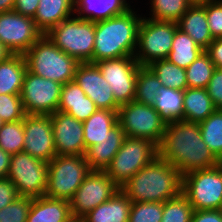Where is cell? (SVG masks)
Wrapping results in <instances>:
<instances>
[{
  "instance_id": "cell-5",
  "label": "cell",
  "mask_w": 222,
  "mask_h": 222,
  "mask_svg": "<svg viewBox=\"0 0 222 222\" xmlns=\"http://www.w3.org/2000/svg\"><path fill=\"white\" fill-rule=\"evenodd\" d=\"M48 38L79 63H92L95 22L73 15L52 28Z\"/></svg>"
},
{
  "instance_id": "cell-26",
  "label": "cell",
  "mask_w": 222,
  "mask_h": 222,
  "mask_svg": "<svg viewBox=\"0 0 222 222\" xmlns=\"http://www.w3.org/2000/svg\"><path fill=\"white\" fill-rule=\"evenodd\" d=\"M217 108L206 88H186L183 91V120L200 123Z\"/></svg>"
},
{
  "instance_id": "cell-44",
  "label": "cell",
  "mask_w": 222,
  "mask_h": 222,
  "mask_svg": "<svg viewBox=\"0 0 222 222\" xmlns=\"http://www.w3.org/2000/svg\"><path fill=\"white\" fill-rule=\"evenodd\" d=\"M40 0H15L13 10L23 16L34 18Z\"/></svg>"
},
{
  "instance_id": "cell-29",
  "label": "cell",
  "mask_w": 222,
  "mask_h": 222,
  "mask_svg": "<svg viewBox=\"0 0 222 222\" xmlns=\"http://www.w3.org/2000/svg\"><path fill=\"white\" fill-rule=\"evenodd\" d=\"M202 49L188 34L179 28L175 31L168 60L186 69L202 52Z\"/></svg>"
},
{
  "instance_id": "cell-4",
  "label": "cell",
  "mask_w": 222,
  "mask_h": 222,
  "mask_svg": "<svg viewBox=\"0 0 222 222\" xmlns=\"http://www.w3.org/2000/svg\"><path fill=\"white\" fill-rule=\"evenodd\" d=\"M24 58L29 72L62 85L74 80L80 64L59 49L47 35H42L24 54Z\"/></svg>"
},
{
  "instance_id": "cell-27",
  "label": "cell",
  "mask_w": 222,
  "mask_h": 222,
  "mask_svg": "<svg viewBox=\"0 0 222 222\" xmlns=\"http://www.w3.org/2000/svg\"><path fill=\"white\" fill-rule=\"evenodd\" d=\"M118 124V111L97 109L83 122L85 149L93 146L109 135V131Z\"/></svg>"
},
{
  "instance_id": "cell-1",
  "label": "cell",
  "mask_w": 222,
  "mask_h": 222,
  "mask_svg": "<svg viewBox=\"0 0 222 222\" xmlns=\"http://www.w3.org/2000/svg\"><path fill=\"white\" fill-rule=\"evenodd\" d=\"M157 148L158 157L172 164L182 176L221 163L203 141L198 123L168 121Z\"/></svg>"
},
{
  "instance_id": "cell-10",
  "label": "cell",
  "mask_w": 222,
  "mask_h": 222,
  "mask_svg": "<svg viewBox=\"0 0 222 222\" xmlns=\"http://www.w3.org/2000/svg\"><path fill=\"white\" fill-rule=\"evenodd\" d=\"M177 29L175 22L156 21L143 16L134 55L139 65L148 66L155 60L167 59Z\"/></svg>"
},
{
  "instance_id": "cell-34",
  "label": "cell",
  "mask_w": 222,
  "mask_h": 222,
  "mask_svg": "<svg viewBox=\"0 0 222 222\" xmlns=\"http://www.w3.org/2000/svg\"><path fill=\"white\" fill-rule=\"evenodd\" d=\"M149 17L156 21L175 22L184 15L191 6L188 0H150ZM151 12V13H150Z\"/></svg>"
},
{
  "instance_id": "cell-3",
  "label": "cell",
  "mask_w": 222,
  "mask_h": 222,
  "mask_svg": "<svg viewBox=\"0 0 222 222\" xmlns=\"http://www.w3.org/2000/svg\"><path fill=\"white\" fill-rule=\"evenodd\" d=\"M134 10L131 8L121 15L95 22L92 64L100 60L135 55L143 15Z\"/></svg>"
},
{
  "instance_id": "cell-14",
  "label": "cell",
  "mask_w": 222,
  "mask_h": 222,
  "mask_svg": "<svg viewBox=\"0 0 222 222\" xmlns=\"http://www.w3.org/2000/svg\"><path fill=\"white\" fill-rule=\"evenodd\" d=\"M62 84L27 70L20 93L26 114L51 115L58 110Z\"/></svg>"
},
{
  "instance_id": "cell-21",
  "label": "cell",
  "mask_w": 222,
  "mask_h": 222,
  "mask_svg": "<svg viewBox=\"0 0 222 222\" xmlns=\"http://www.w3.org/2000/svg\"><path fill=\"white\" fill-rule=\"evenodd\" d=\"M74 15L98 22L121 15L132 8L127 0H74Z\"/></svg>"
},
{
  "instance_id": "cell-41",
  "label": "cell",
  "mask_w": 222,
  "mask_h": 222,
  "mask_svg": "<svg viewBox=\"0 0 222 222\" xmlns=\"http://www.w3.org/2000/svg\"><path fill=\"white\" fill-rule=\"evenodd\" d=\"M206 9L208 26L212 37L222 38V0L203 5Z\"/></svg>"
},
{
  "instance_id": "cell-25",
  "label": "cell",
  "mask_w": 222,
  "mask_h": 222,
  "mask_svg": "<svg viewBox=\"0 0 222 222\" xmlns=\"http://www.w3.org/2000/svg\"><path fill=\"white\" fill-rule=\"evenodd\" d=\"M131 200L117 191L109 200L91 210L82 218L83 222H129Z\"/></svg>"
},
{
  "instance_id": "cell-13",
  "label": "cell",
  "mask_w": 222,
  "mask_h": 222,
  "mask_svg": "<svg viewBox=\"0 0 222 222\" xmlns=\"http://www.w3.org/2000/svg\"><path fill=\"white\" fill-rule=\"evenodd\" d=\"M94 64L111 87L119 106L134 101L136 78L140 68L134 56L100 60Z\"/></svg>"
},
{
  "instance_id": "cell-33",
  "label": "cell",
  "mask_w": 222,
  "mask_h": 222,
  "mask_svg": "<svg viewBox=\"0 0 222 222\" xmlns=\"http://www.w3.org/2000/svg\"><path fill=\"white\" fill-rule=\"evenodd\" d=\"M161 87V82L155 73L148 66H140L136 78L134 101L153 106Z\"/></svg>"
},
{
  "instance_id": "cell-7",
  "label": "cell",
  "mask_w": 222,
  "mask_h": 222,
  "mask_svg": "<svg viewBox=\"0 0 222 222\" xmlns=\"http://www.w3.org/2000/svg\"><path fill=\"white\" fill-rule=\"evenodd\" d=\"M156 157H158V148L151 140L126 136L121 148L104 171L119 187H122Z\"/></svg>"
},
{
  "instance_id": "cell-48",
  "label": "cell",
  "mask_w": 222,
  "mask_h": 222,
  "mask_svg": "<svg viewBox=\"0 0 222 222\" xmlns=\"http://www.w3.org/2000/svg\"><path fill=\"white\" fill-rule=\"evenodd\" d=\"M15 0H0V13L13 11Z\"/></svg>"
},
{
  "instance_id": "cell-17",
  "label": "cell",
  "mask_w": 222,
  "mask_h": 222,
  "mask_svg": "<svg viewBox=\"0 0 222 222\" xmlns=\"http://www.w3.org/2000/svg\"><path fill=\"white\" fill-rule=\"evenodd\" d=\"M50 116L57 155H85L83 122L61 111Z\"/></svg>"
},
{
  "instance_id": "cell-39",
  "label": "cell",
  "mask_w": 222,
  "mask_h": 222,
  "mask_svg": "<svg viewBox=\"0 0 222 222\" xmlns=\"http://www.w3.org/2000/svg\"><path fill=\"white\" fill-rule=\"evenodd\" d=\"M25 116L20 94L0 95V117L4 123L23 120Z\"/></svg>"
},
{
  "instance_id": "cell-8",
  "label": "cell",
  "mask_w": 222,
  "mask_h": 222,
  "mask_svg": "<svg viewBox=\"0 0 222 222\" xmlns=\"http://www.w3.org/2000/svg\"><path fill=\"white\" fill-rule=\"evenodd\" d=\"M182 194L194 210H220L222 206V162L212 168L182 176Z\"/></svg>"
},
{
  "instance_id": "cell-23",
  "label": "cell",
  "mask_w": 222,
  "mask_h": 222,
  "mask_svg": "<svg viewBox=\"0 0 222 222\" xmlns=\"http://www.w3.org/2000/svg\"><path fill=\"white\" fill-rule=\"evenodd\" d=\"M71 218L68 200L43 196L32 198L27 222H67Z\"/></svg>"
},
{
  "instance_id": "cell-49",
  "label": "cell",
  "mask_w": 222,
  "mask_h": 222,
  "mask_svg": "<svg viewBox=\"0 0 222 222\" xmlns=\"http://www.w3.org/2000/svg\"><path fill=\"white\" fill-rule=\"evenodd\" d=\"M13 53L0 41V62L8 59Z\"/></svg>"
},
{
  "instance_id": "cell-20",
  "label": "cell",
  "mask_w": 222,
  "mask_h": 222,
  "mask_svg": "<svg viewBox=\"0 0 222 222\" xmlns=\"http://www.w3.org/2000/svg\"><path fill=\"white\" fill-rule=\"evenodd\" d=\"M125 137L121 126L117 124L109 131L107 137L90 146L85 153L89 168L91 170H105L121 148Z\"/></svg>"
},
{
  "instance_id": "cell-22",
  "label": "cell",
  "mask_w": 222,
  "mask_h": 222,
  "mask_svg": "<svg viewBox=\"0 0 222 222\" xmlns=\"http://www.w3.org/2000/svg\"><path fill=\"white\" fill-rule=\"evenodd\" d=\"M74 0H40L33 18L36 28L46 35L52 28L74 15Z\"/></svg>"
},
{
  "instance_id": "cell-35",
  "label": "cell",
  "mask_w": 222,
  "mask_h": 222,
  "mask_svg": "<svg viewBox=\"0 0 222 222\" xmlns=\"http://www.w3.org/2000/svg\"><path fill=\"white\" fill-rule=\"evenodd\" d=\"M216 67L205 50L185 69L188 88H206Z\"/></svg>"
},
{
  "instance_id": "cell-38",
  "label": "cell",
  "mask_w": 222,
  "mask_h": 222,
  "mask_svg": "<svg viewBox=\"0 0 222 222\" xmlns=\"http://www.w3.org/2000/svg\"><path fill=\"white\" fill-rule=\"evenodd\" d=\"M162 216V202H132L129 222H161Z\"/></svg>"
},
{
  "instance_id": "cell-52",
  "label": "cell",
  "mask_w": 222,
  "mask_h": 222,
  "mask_svg": "<svg viewBox=\"0 0 222 222\" xmlns=\"http://www.w3.org/2000/svg\"><path fill=\"white\" fill-rule=\"evenodd\" d=\"M3 124H4V122H3V120L0 117V129L2 128Z\"/></svg>"
},
{
  "instance_id": "cell-31",
  "label": "cell",
  "mask_w": 222,
  "mask_h": 222,
  "mask_svg": "<svg viewBox=\"0 0 222 222\" xmlns=\"http://www.w3.org/2000/svg\"><path fill=\"white\" fill-rule=\"evenodd\" d=\"M148 67L158 77L163 87L184 91L188 88L186 71L168 59H159L151 62Z\"/></svg>"
},
{
  "instance_id": "cell-28",
  "label": "cell",
  "mask_w": 222,
  "mask_h": 222,
  "mask_svg": "<svg viewBox=\"0 0 222 222\" xmlns=\"http://www.w3.org/2000/svg\"><path fill=\"white\" fill-rule=\"evenodd\" d=\"M27 64L22 54H13L0 62V95L20 94Z\"/></svg>"
},
{
  "instance_id": "cell-47",
  "label": "cell",
  "mask_w": 222,
  "mask_h": 222,
  "mask_svg": "<svg viewBox=\"0 0 222 222\" xmlns=\"http://www.w3.org/2000/svg\"><path fill=\"white\" fill-rule=\"evenodd\" d=\"M11 156V154L7 153L0 147V178L7 177L11 162Z\"/></svg>"
},
{
  "instance_id": "cell-16",
  "label": "cell",
  "mask_w": 222,
  "mask_h": 222,
  "mask_svg": "<svg viewBox=\"0 0 222 222\" xmlns=\"http://www.w3.org/2000/svg\"><path fill=\"white\" fill-rule=\"evenodd\" d=\"M23 152L50 162L56 155L50 115L26 114Z\"/></svg>"
},
{
  "instance_id": "cell-9",
  "label": "cell",
  "mask_w": 222,
  "mask_h": 222,
  "mask_svg": "<svg viewBox=\"0 0 222 222\" xmlns=\"http://www.w3.org/2000/svg\"><path fill=\"white\" fill-rule=\"evenodd\" d=\"M118 124L125 136L148 139L158 146L164 136L167 121L154 106L131 101L119 107Z\"/></svg>"
},
{
  "instance_id": "cell-46",
  "label": "cell",
  "mask_w": 222,
  "mask_h": 222,
  "mask_svg": "<svg viewBox=\"0 0 222 222\" xmlns=\"http://www.w3.org/2000/svg\"><path fill=\"white\" fill-rule=\"evenodd\" d=\"M216 68H222V38H215L205 49Z\"/></svg>"
},
{
  "instance_id": "cell-2",
  "label": "cell",
  "mask_w": 222,
  "mask_h": 222,
  "mask_svg": "<svg viewBox=\"0 0 222 222\" xmlns=\"http://www.w3.org/2000/svg\"><path fill=\"white\" fill-rule=\"evenodd\" d=\"M120 190L131 202H165L182 193V175L167 161L156 157L141 168Z\"/></svg>"
},
{
  "instance_id": "cell-11",
  "label": "cell",
  "mask_w": 222,
  "mask_h": 222,
  "mask_svg": "<svg viewBox=\"0 0 222 222\" xmlns=\"http://www.w3.org/2000/svg\"><path fill=\"white\" fill-rule=\"evenodd\" d=\"M7 178L13 182L19 196L43 197L47 188L48 162L18 152L11 156Z\"/></svg>"
},
{
  "instance_id": "cell-18",
  "label": "cell",
  "mask_w": 222,
  "mask_h": 222,
  "mask_svg": "<svg viewBox=\"0 0 222 222\" xmlns=\"http://www.w3.org/2000/svg\"><path fill=\"white\" fill-rule=\"evenodd\" d=\"M74 80L98 109L118 111L120 106L114 99L113 91L95 64L80 63Z\"/></svg>"
},
{
  "instance_id": "cell-6",
  "label": "cell",
  "mask_w": 222,
  "mask_h": 222,
  "mask_svg": "<svg viewBox=\"0 0 222 222\" xmlns=\"http://www.w3.org/2000/svg\"><path fill=\"white\" fill-rule=\"evenodd\" d=\"M90 171L85 155H56L48 163L45 196L69 201Z\"/></svg>"
},
{
  "instance_id": "cell-37",
  "label": "cell",
  "mask_w": 222,
  "mask_h": 222,
  "mask_svg": "<svg viewBox=\"0 0 222 222\" xmlns=\"http://www.w3.org/2000/svg\"><path fill=\"white\" fill-rule=\"evenodd\" d=\"M193 211L189 200L181 193L163 202L161 222H191Z\"/></svg>"
},
{
  "instance_id": "cell-43",
  "label": "cell",
  "mask_w": 222,
  "mask_h": 222,
  "mask_svg": "<svg viewBox=\"0 0 222 222\" xmlns=\"http://www.w3.org/2000/svg\"><path fill=\"white\" fill-rule=\"evenodd\" d=\"M18 196L13 182L7 177L0 178V209L11 204Z\"/></svg>"
},
{
  "instance_id": "cell-45",
  "label": "cell",
  "mask_w": 222,
  "mask_h": 222,
  "mask_svg": "<svg viewBox=\"0 0 222 222\" xmlns=\"http://www.w3.org/2000/svg\"><path fill=\"white\" fill-rule=\"evenodd\" d=\"M191 222H222L221 210H194Z\"/></svg>"
},
{
  "instance_id": "cell-19",
  "label": "cell",
  "mask_w": 222,
  "mask_h": 222,
  "mask_svg": "<svg viewBox=\"0 0 222 222\" xmlns=\"http://www.w3.org/2000/svg\"><path fill=\"white\" fill-rule=\"evenodd\" d=\"M95 103L84 93L75 80L62 85L58 110L79 121H86L97 111Z\"/></svg>"
},
{
  "instance_id": "cell-50",
  "label": "cell",
  "mask_w": 222,
  "mask_h": 222,
  "mask_svg": "<svg viewBox=\"0 0 222 222\" xmlns=\"http://www.w3.org/2000/svg\"><path fill=\"white\" fill-rule=\"evenodd\" d=\"M213 1H216V0H188L190 5H202V6Z\"/></svg>"
},
{
  "instance_id": "cell-51",
  "label": "cell",
  "mask_w": 222,
  "mask_h": 222,
  "mask_svg": "<svg viewBox=\"0 0 222 222\" xmlns=\"http://www.w3.org/2000/svg\"><path fill=\"white\" fill-rule=\"evenodd\" d=\"M67 222H83V221H82V219H80V218L72 217V218L69 219Z\"/></svg>"
},
{
  "instance_id": "cell-32",
  "label": "cell",
  "mask_w": 222,
  "mask_h": 222,
  "mask_svg": "<svg viewBox=\"0 0 222 222\" xmlns=\"http://www.w3.org/2000/svg\"><path fill=\"white\" fill-rule=\"evenodd\" d=\"M198 124L203 141L222 162V109H216Z\"/></svg>"
},
{
  "instance_id": "cell-42",
  "label": "cell",
  "mask_w": 222,
  "mask_h": 222,
  "mask_svg": "<svg viewBox=\"0 0 222 222\" xmlns=\"http://www.w3.org/2000/svg\"><path fill=\"white\" fill-rule=\"evenodd\" d=\"M206 89L215 107L222 109V68L215 69Z\"/></svg>"
},
{
  "instance_id": "cell-36",
  "label": "cell",
  "mask_w": 222,
  "mask_h": 222,
  "mask_svg": "<svg viewBox=\"0 0 222 222\" xmlns=\"http://www.w3.org/2000/svg\"><path fill=\"white\" fill-rule=\"evenodd\" d=\"M24 123L23 120L4 123L0 129V147L13 155L23 152Z\"/></svg>"
},
{
  "instance_id": "cell-15",
  "label": "cell",
  "mask_w": 222,
  "mask_h": 222,
  "mask_svg": "<svg viewBox=\"0 0 222 222\" xmlns=\"http://www.w3.org/2000/svg\"><path fill=\"white\" fill-rule=\"evenodd\" d=\"M42 35L33 18L14 10L0 13V41L13 54L24 55Z\"/></svg>"
},
{
  "instance_id": "cell-12",
  "label": "cell",
  "mask_w": 222,
  "mask_h": 222,
  "mask_svg": "<svg viewBox=\"0 0 222 222\" xmlns=\"http://www.w3.org/2000/svg\"><path fill=\"white\" fill-rule=\"evenodd\" d=\"M119 190L104 170H91L69 200L72 217L82 219Z\"/></svg>"
},
{
  "instance_id": "cell-40",
  "label": "cell",
  "mask_w": 222,
  "mask_h": 222,
  "mask_svg": "<svg viewBox=\"0 0 222 222\" xmlns=\"http://www.w3.org/2000/svg\"><path fill=\"white\" fill-rule=\"evenodd\" d=\"M32 198L18 196L11 204L0 209V222H27Z\"/></svg>"
},
{
  "instance_id": "cell-30",
  "label": "cell",
  "mask_w": 222,
  "mask_h": 222,
  "mask_svg": "<svg viewBox=\"0 0 222 222\" xmlns=\"http://www.w3.org/2000/svg\"><path fill=\"white\" fill-rule=\"evenodd\" d=\"M153 106L167 122L183 120V91L162 86Z\"/></svg>"
},
{
  "instance_id": "cell-24",
  "label": "cell",
  "mask_w": 222,
  "mask_h": 222,
  "mask_svg": "<svg viewBox=\"0 0 222 222\" xmlns=\"http://www.w3.org/2000/svg\"><path fill=\"white\" fill-rule=\"evenodd\" d=\"M177 25L204 50L214 39L208 26L206 9L202 5H191L178 20Z\"/></svg>"
}]
</instances>
